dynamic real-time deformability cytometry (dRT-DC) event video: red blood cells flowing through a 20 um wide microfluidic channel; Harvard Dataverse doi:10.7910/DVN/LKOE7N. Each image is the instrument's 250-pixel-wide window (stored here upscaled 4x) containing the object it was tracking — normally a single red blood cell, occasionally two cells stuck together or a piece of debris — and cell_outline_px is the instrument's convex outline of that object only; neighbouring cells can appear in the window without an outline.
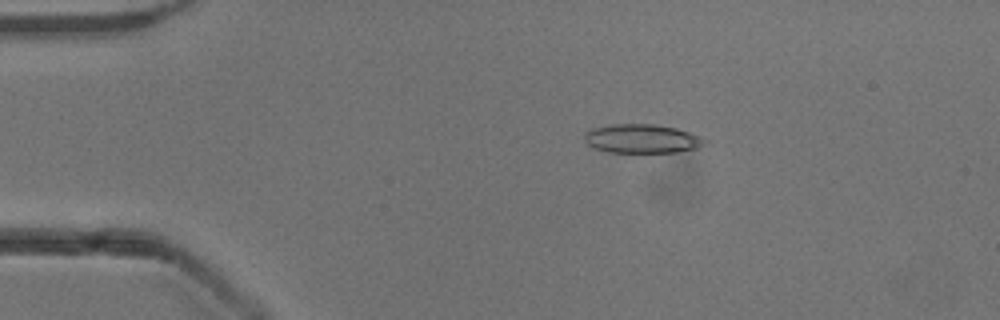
{"species": "common noctule bat (a hibernating species)", "species_latin": "Nyctalus noctula", "temperature_condition": "cold", "stored_images_in_passage": 51, "camera_frame_rate_fps": 3000, "um_per_image_px": 0.085, "animal": {"sex": "male", "body_mass_g": 13.3}, "frame": {"image": 1, "passage_image": 9, "time_ms": 2.667, "image_size_px": [1000, 320], "cell_outline_px": [[708, 144], [700, 148], [676, 152], [608, 152], [596, 148], [588, 144], [584, 140], [584, 132], [596, 128], [612, 124], [652, 124], [676, 128], [700, 136], [708, 140]], "centroid_in_image_um": [54.63, 11.79], "position_along_channel_um": 30.4, "area_um2": 20.29}}
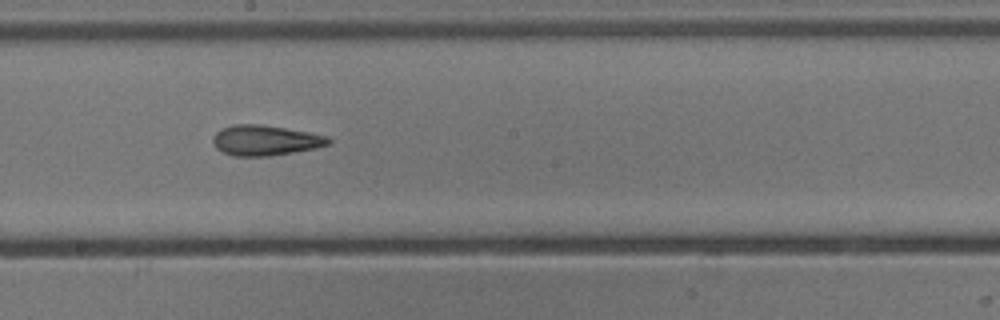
{"frame": {"image": 2, "passage_image": 28, "time_ms": 9.0, "image_size_px": [1000, 320], "cell_outline_px": [[332, 140], [328, 144], [316, 148], [268, 156], [236, 156], [224, 152], [216, 148], [212, 140], [216, 132], [232, 124], [260, 124], [308, 132], [328, 136]], "centroid_in_image_um": [22.55, 11.92], "position_along_channel_um": 225.6, "area_um2": 20.17}}
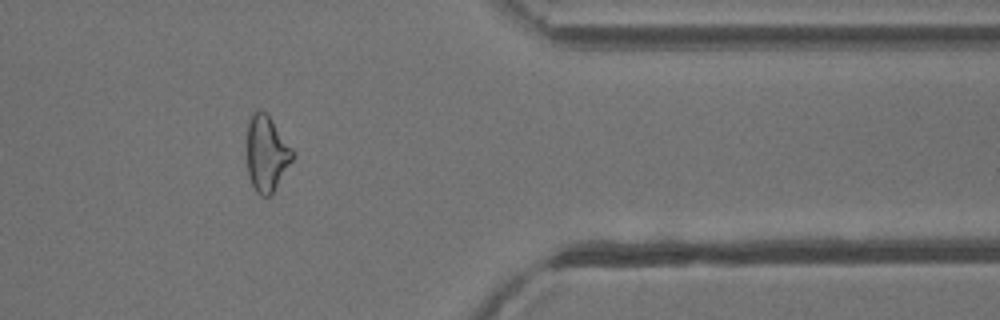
{"frame": {"image": 3, "passage_image": 42, "time_ms": 13.667, "image_size_px": [1000, 320], "cell_outline_px": [[296, 152], [292, 160], [272, 192], [268, 196], [260, 196], [256, 192], [248, 176], [248, 124], [252, 112], [260, 108], [272, 120]], "centroid_in_image_um": [22.67, 13.03], "position_along_channel_um": 388.7, "area_um2": 19.88}, "authors_computed_cell_mechanics": {"area_um2": 20.4034, "velocity_mm_per_s": 3.9183, "shape_relaxation_time_tau1_ms": 5.7016, "shape_relaxation_time_tau2_ms": 2.433, "deformation_change_tau1": 0.1781, "deformation_change_tau2": 0.1241}}